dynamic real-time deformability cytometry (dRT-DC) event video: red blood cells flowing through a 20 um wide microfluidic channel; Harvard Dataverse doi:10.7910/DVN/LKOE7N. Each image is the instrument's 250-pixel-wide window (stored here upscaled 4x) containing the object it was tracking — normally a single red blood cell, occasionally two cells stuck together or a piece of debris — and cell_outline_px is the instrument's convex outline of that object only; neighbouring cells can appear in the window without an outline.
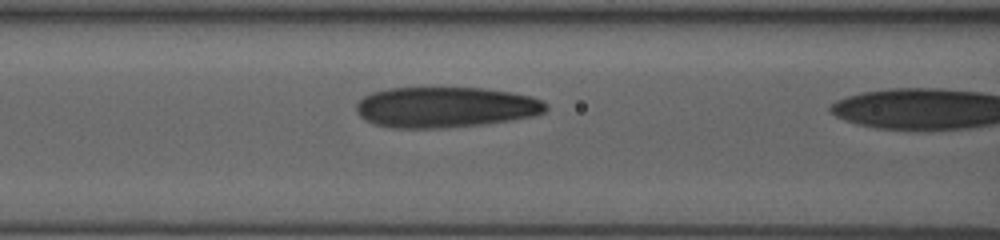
{"species": "human", "species_latin": "Homo sapiens", "temperature_condition": "room temperature", "stored_images_in_passage": 17, "camera_frame_rate_fps": 3000, "um_per_image_px": 0.085, "donor": {"sex": "female"}, "frame": {"image": 1, "passage_image": 16, "time_ms": 5.0, "image_size_px": [1000, 240], "cell_outline_px": [[548, 108], [544, 112], [532, 116], [484, 124], [436, 128], [392, 128], [376, 124], [360, 116], [356, 108], [356, 104], [364, 96], [372, 92], [388, 88], [484, 88], [512, 92], [532, 96], [548, 104]], "centroid_in_image_um": [37.87, 9.1], "position_along_channel_um": 128.7, "area_um2": 44.74}}